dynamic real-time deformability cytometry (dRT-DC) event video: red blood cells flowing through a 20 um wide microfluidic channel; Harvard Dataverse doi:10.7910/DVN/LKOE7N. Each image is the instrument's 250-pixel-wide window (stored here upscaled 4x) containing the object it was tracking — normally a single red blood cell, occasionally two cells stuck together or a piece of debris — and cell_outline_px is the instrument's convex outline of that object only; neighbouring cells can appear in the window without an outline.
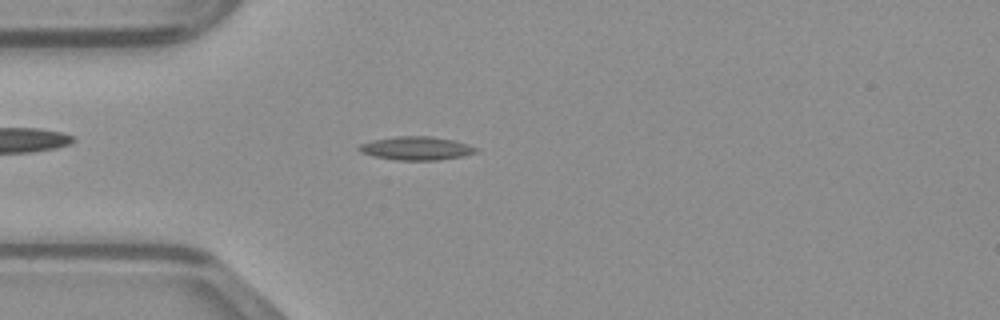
{"species": "common noctule bat (a hibernating species)", "species_latin": "Nyctalus noctula", "temperature_condition": "warm", "stored_images_in_passage": 48, "camera_frame_rate_fps": 3000, "um_per_image_px": 0.085, "animal": {"sex": "male", "body_mass_g": 23.1, "forearm_length_mm": 52.7}, "frame": {"image": 1, "passage_image": 13, "time_ms": 4.0, "image_size_px": [1000, 320], "cell_outline_px": [[480, 148], [476, 152], [464, 156], [436, 160], [396, 160], [372, 156], [360, 152], [356, 148], [360, 144], [372, 140], [396, 136], [432, 136], [452, 140], [468, 144]], "centroid_in_image_um": [35.37, 12.6], "position_along_channel_um": 49.6, "area_um2": 16.13}}
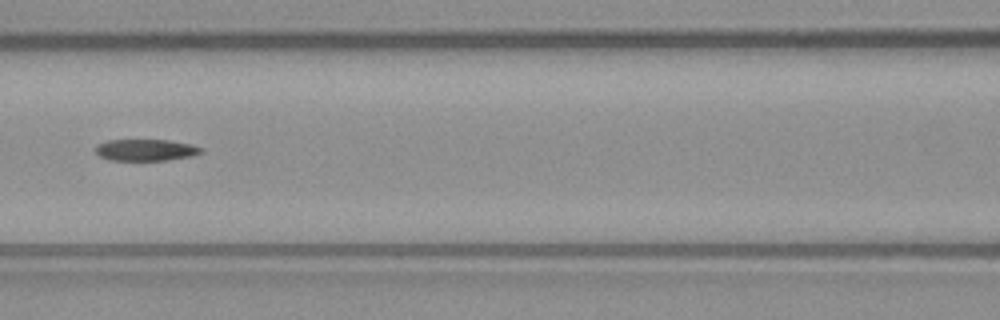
{"frame": {"image": 2, "passage_image": 21, "time_ms": 6.667, "image_size_px": [1000, 320], "cell_outline_px": [[204, 152], [192, 156], [168, 160], [108, 160], [100, 156], [96, 152], [96, 144], [108, 140], [168, 140], [188, 144], [204, 148]], "centroid_in_image_um": [12.4, 12.75], "position_along_channel_um": 154.2, "area_um2": 13.29}}
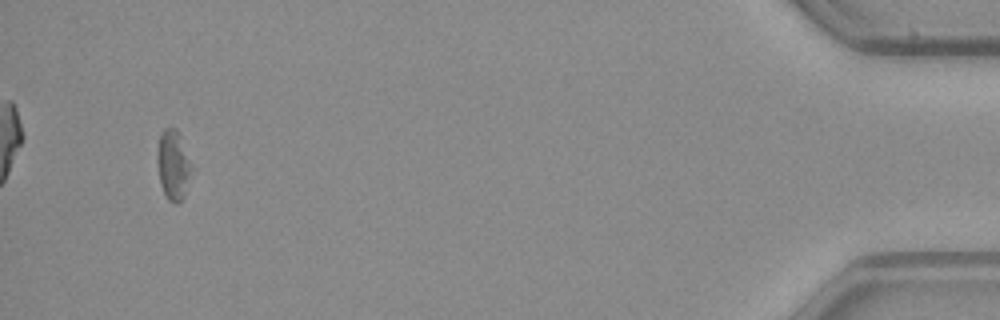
{"frame": {"image": 3, "passage_image": 46, "time_ms": 15.0, "image_size_px": [1000, 320], "cell_outline_px": [[192, 168], [184, 196], [176, 204], [168, 200], [164, 196], [160, 184], [156, 160], [156, 156], [160, 132], [164, 128], [176, 128], [180, 136]], "centroid_in_image_um": [14.68, 14.03], "position_along_channel_um": 420.5, "area_um2": 13.93}}